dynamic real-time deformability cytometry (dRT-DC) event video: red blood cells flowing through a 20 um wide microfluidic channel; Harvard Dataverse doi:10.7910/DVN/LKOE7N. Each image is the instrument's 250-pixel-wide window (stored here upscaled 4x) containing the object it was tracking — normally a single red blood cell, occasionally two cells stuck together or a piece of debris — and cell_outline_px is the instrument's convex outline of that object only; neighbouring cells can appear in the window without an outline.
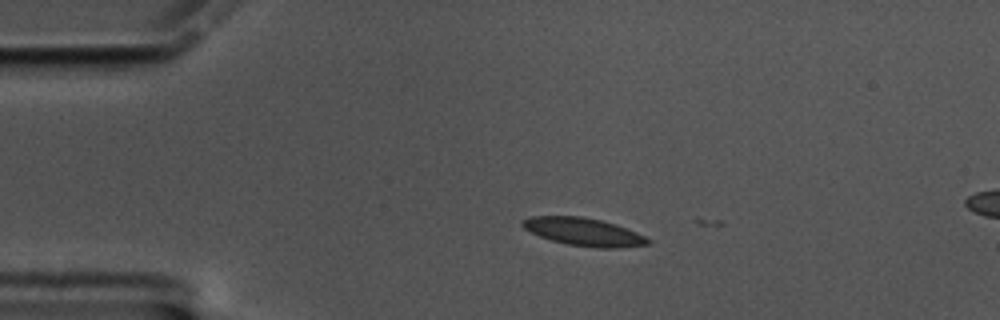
{"species": "common noctule bat (a hibernating species)", "species_latin": "Nyctalus noctula", "temperature_condition": "cold", "stored_images_in_passage": 2, "camera_frame_rate_fps": 3000, "um_per_image_px": 0.085, "animal": {"sex": "male", "body_mass_g": 17.5, "forearm_length_mm": 52.3}, "frame": {"image": 1, "passage_image": 1, "time_ms": 0.0, "image_size_px": [1000, 320], "cell_outline_px": [[652, 240], [648, 244], [616, 248], [596, 248], [568, 244], [552, 240], [540, 236], [524, 228], [520, 224], [520, 220], [528, 216], [580, 216], [600, 220], [636, 232]], "centroid_in_image_um": [49.56, 19.7], "position_along_channel_um": 35.4, "area_um2": 20.11}}